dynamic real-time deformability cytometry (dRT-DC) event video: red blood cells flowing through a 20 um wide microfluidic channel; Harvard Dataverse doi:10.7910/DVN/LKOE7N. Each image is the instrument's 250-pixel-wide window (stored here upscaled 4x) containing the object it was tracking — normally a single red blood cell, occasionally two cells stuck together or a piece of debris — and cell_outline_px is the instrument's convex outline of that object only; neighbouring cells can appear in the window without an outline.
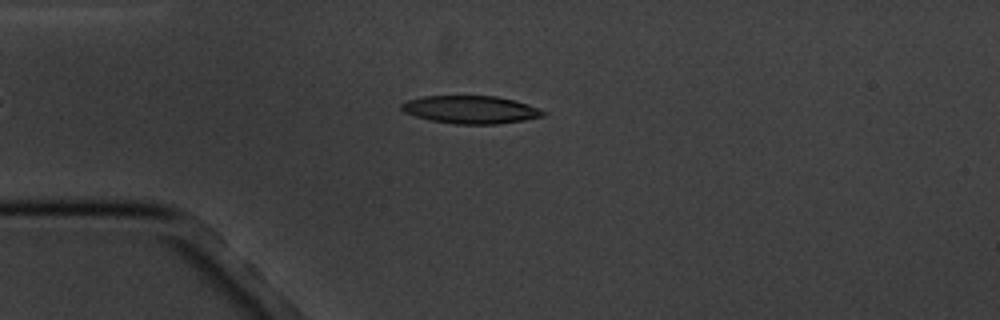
{"species": "common noctule bat (a hibernating species)", "species_latin": "Nyctalus noctula", "temperature_condition": "cold", "stored_images_in_passage": 12, "camera_frame_rate_fps": 3000, "um_per_image_px": 0.085, "animal": {"sex": "male", "body_mass_g": 20.1, "forearm_length_mm": 53.5}, "frame": {"image": 1, "passage_image": 5, "time_ms": 4.667, "image_size_px": [1000, 320], "cell_outline_px": [[548, 112], [544, 116], [524, 120], [496, 124], [456, 124], [428, 120], [404, 112], [400, 108], [400, 104], [408, 100], [424, 96], [496, 96], [516, 100], [528, 104]], "centroid_in_image_um": [40.02, 9.32], "position_along_channel_um": 45.0, "area_um2": 23.06}}
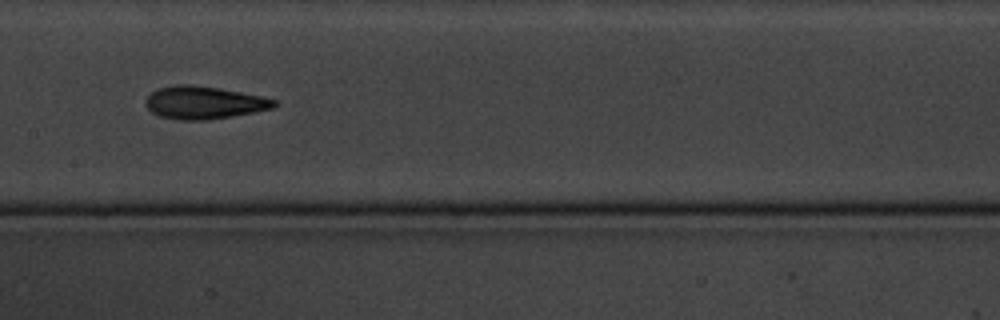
{"frame": {"image": 2, "passage_image": 9, "time_ms": 9.333, "image_size_px": [1000, 320], "cell_outline_px": [[276, 104], [272, 108], [232, 116], [208, 120], [180, 120], [160, 116], [152, 112], [144, 104], [144, 100], [156, 88], [176, 84], [192, 84], [220, 88], [260, 96], [276, 100]], "centroid_in_image_um": [17.27, 8.71], "position_along_channel_um": 190.1, "area_um2": 24.45}}
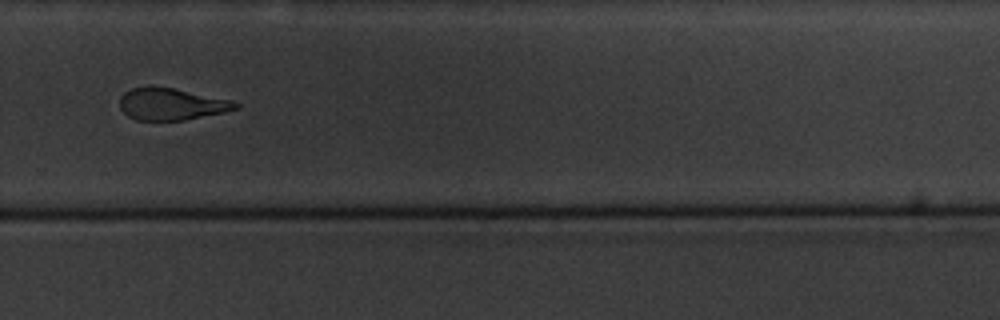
{"frame": {"image": 3, "passage_image": 12, "time_ms": 13.0, "image_size_px": [1000, 320], "cell_outline_px": [[240, 108], [224, 112], [184, 120], [136, 120], [128, 116], [120, 108], [120, 96], [124, 92], [132, 88], [148, 84], [152, 84], [172, 88], [228, 100], [240, 104]], "centroid_in_image_um": [14.5, 8.83], "position_along_channel_um": 315.3, "area_um2": 21.56}}